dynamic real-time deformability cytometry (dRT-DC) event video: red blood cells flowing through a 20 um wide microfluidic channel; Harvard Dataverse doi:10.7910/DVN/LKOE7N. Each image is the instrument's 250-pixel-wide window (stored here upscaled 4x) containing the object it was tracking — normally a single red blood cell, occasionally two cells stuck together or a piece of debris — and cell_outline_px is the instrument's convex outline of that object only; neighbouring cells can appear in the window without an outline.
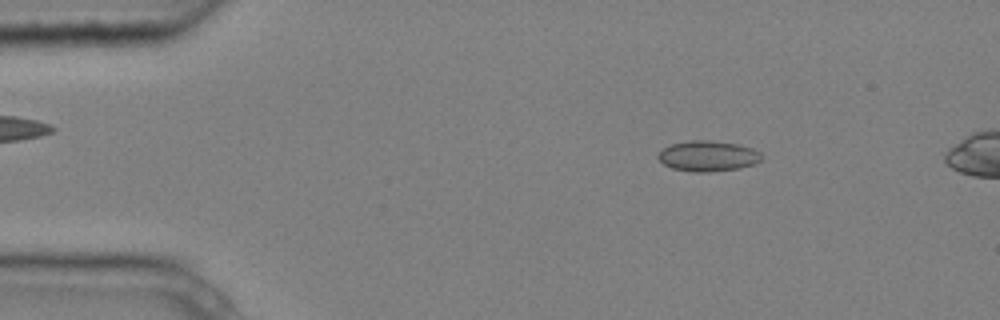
{"species": "common noctule bat (a hibernating species)", "species_latin": "Nyctalus noctula", "temperature_condition": "cold", "stored_images_in_passage": 5, "camera_frame_rate_fps": 3000, "um_per_image_px": 0.085, "animal": {"sex": "male", "body_mass_g": 20.4}, "frame": {"image": 1, "passage_image": 2, "time_ms": 0.333, "image_size_px": [1000, 320], "cell_outline_px": [[764, 156], [756, 164], [740, 168], [708, 172], [692, 172], [672, 168], [664, 164], [656, 156], [664, 148], [672, 144], [692, 140], [708, 140], [736, 144], [752, 148], [760, 152]], "centroid_in_image_um": [60.2, 13.27], "position_along_channel_um": 24.8, "area_um2": 18.38}}